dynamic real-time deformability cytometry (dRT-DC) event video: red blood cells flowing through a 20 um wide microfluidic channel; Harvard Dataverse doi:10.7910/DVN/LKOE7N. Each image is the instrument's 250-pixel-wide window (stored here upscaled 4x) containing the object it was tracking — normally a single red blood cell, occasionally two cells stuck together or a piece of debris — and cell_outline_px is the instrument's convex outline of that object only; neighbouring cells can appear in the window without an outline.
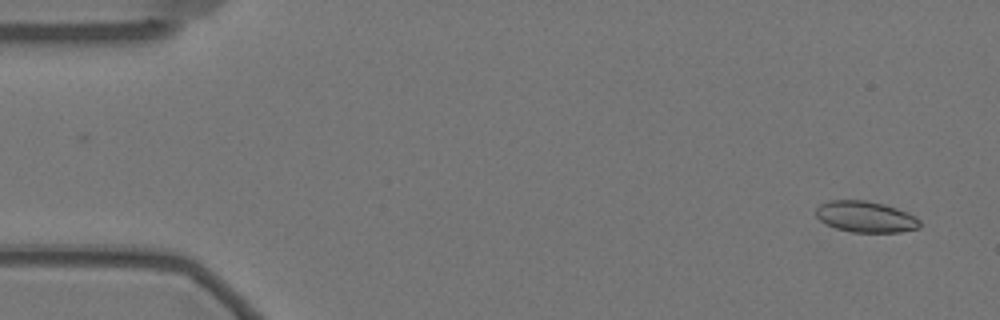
{"species": "Egyptian fruit bat (a non-hibernating species)", "species_latin": "Rousettus aegyptiacus", "temperature_condition": "warm", "stored_images_in_passage": 16, "camera_frame_rate_fps": 3000, "um_per_image_px": 0.085, "animal": {"sex": "female"}, "frame": {"image": 1, "passage_image": 2, "time_ms": 0.333, "image_size_px": [1000, 320], "cell_outline_px": [[920, 228], [900, 232], [852, 232], [836, 228], [820, 220], [816, 216], [816, 208], [820, 204], [828, 200], [864, 200], [884, 204], [908, 212], [916, 216], [920, 220]], "centroid_in_image_um": [73.6, 18.42], "position_along_channel_um": 11.4, "area_um2": 18.9}}
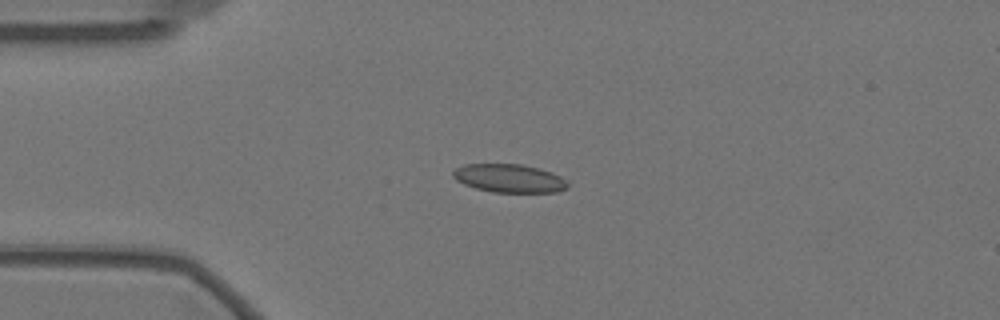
{"frame": {"image": 2, "passage_image": 13, "time_ms": 4.0, "image_size_px": [1000, 320], "cell_outline_px": [[568, 188], [556, 192], [492, 192], [476, 188], [464, 184], [456, 180], [452, 176], [452, 172], [456, 168], [464, 164], [520, 164], [540, 168], [552, 172], [568, 180]], "centroid_in_image_um": [43.3, 15.15], "position_along_channel_um": 41.7, "area_um2": 19.07}}